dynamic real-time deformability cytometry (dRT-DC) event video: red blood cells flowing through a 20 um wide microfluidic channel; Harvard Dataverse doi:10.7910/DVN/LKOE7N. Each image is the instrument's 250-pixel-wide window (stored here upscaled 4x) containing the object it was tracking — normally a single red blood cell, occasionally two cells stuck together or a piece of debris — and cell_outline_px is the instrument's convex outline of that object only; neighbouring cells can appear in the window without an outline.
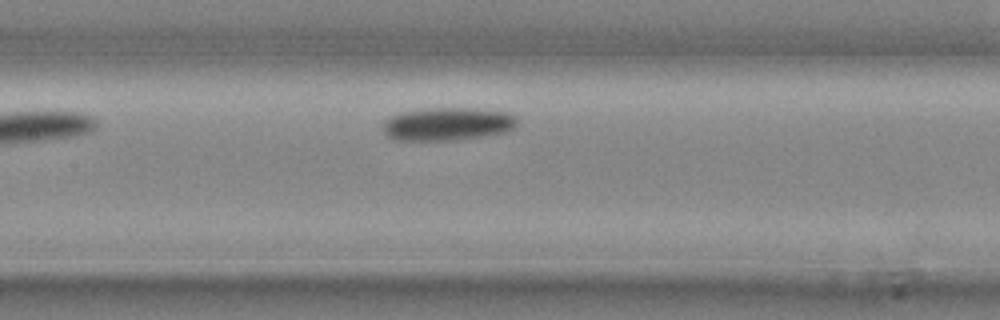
{"species": "common noctule bat (a hibernating species)", "species_latin": "Nyctalus noctula", "temperature_condition": "cold", "stored_images_in_passage": 8, "camera_frame_rate_fps": 3000, "um_per_image_px": 0.085, "animal": {"sex": "male", "body_mass_g": 20.4}, "frame": {"image": 1, "passage_image": 8, "time_ms": 2.333, "image_size_px": [1000, 320], "cell_outline_px": [[516, 124], [512, 128], [504, 132], [480, 136], [452, 140], [396, 140], [388, 136], [384, 132], [384, 120], [392, 116], [404, 112], [428, 108], [476, 108], [508, 112], [516, 116]], "centroid_in_image_um": [38.04, 10.53], "position_along_channel_um": 169.4, "area_um2": 25.55}}